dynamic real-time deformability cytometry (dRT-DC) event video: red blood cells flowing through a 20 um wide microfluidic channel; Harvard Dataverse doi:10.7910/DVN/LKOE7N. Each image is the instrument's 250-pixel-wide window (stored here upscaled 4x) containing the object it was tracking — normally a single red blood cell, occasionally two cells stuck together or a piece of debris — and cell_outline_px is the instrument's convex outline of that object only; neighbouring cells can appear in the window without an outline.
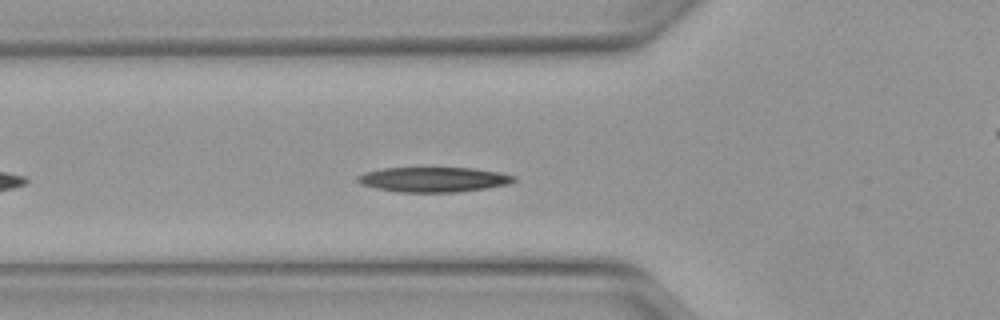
{"species": "Egyptian fruit bat (a non-hibernating species)", "species_latin": "Rousettus aegyptiacus", "temperature_condition": "warm", "stored_images_in_passage": 39, "camera_frame_rate_fps": 3000, "um_per_image_px": 0.085, "animal": {"sex": "female"}, "frame": {"image": 1, "passage_image": 6, "time_ms": 1.667, "image_size_px": [1000, 320], "cell_outline_px": [[516, 180], [508, 184], [460, 192], [396, 192], [376, 188], [360, 184], [356, 180], [356, 176], [364, 172], [384, 168], [472, 168], [500, 172], [516, 176]], "centroid_in_image_um": [36.82, 15.26], "position_along_channel_um": 89.0, "area_um2": 22.77}, "authors_computed_cell_mechanics": {"area_um2": 22.1952, "velocity_mm_per_s": 4.0827, "shape_relaxation_time_tau1_ms": 6.6586, "shape_relaxation_time_tau2_ms": null, "deformation_change_tau1": 0.201, "deformation_change_tau2": null}}